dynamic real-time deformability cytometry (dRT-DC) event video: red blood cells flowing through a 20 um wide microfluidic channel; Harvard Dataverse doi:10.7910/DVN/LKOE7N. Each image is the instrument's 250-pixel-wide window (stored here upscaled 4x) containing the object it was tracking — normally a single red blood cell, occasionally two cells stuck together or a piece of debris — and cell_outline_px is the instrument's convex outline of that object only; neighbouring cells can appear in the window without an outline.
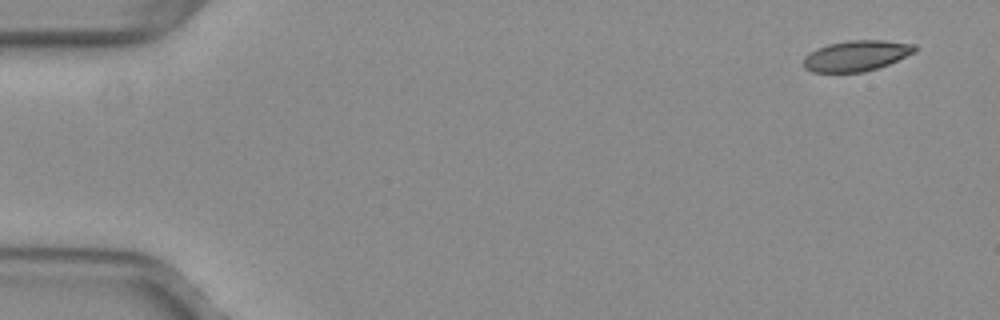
{"species": "common noctule bat (a hibernating species)", "species_latin": "Nyctalus noctula", "temperature_condition": "warm", "stored_images_in_passage": 14, "camera_frame_rate_fps": 3000, "um_per_image_px": 0.085, "animal": {"sex": "female", "body_mass_g": 29.2, "forearm_length_mm": 56.3}, "frame": {"image": 1, "passage_image": 1, "time_ms": 0.0, "image_size_px": [1000, 320], "cell_outline_px": [[916, 52], [888, 64], [864, 72], [812, 72], [804, 68], [804, 56], [816, 48], [828, 44], [848, 40], [884, 40], [916, 44]], "centroid_in_image_um": [72.79, 4.73], "position_along_channel_um": 12.2, "area_um2": 19.94}}
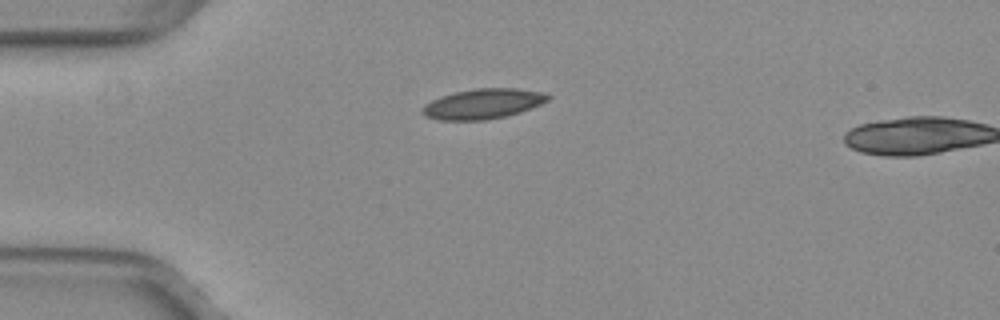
{"frame": {"image": 2, "passage_image": 12, "time_ms": 3.667, "image_size_px": [1000, 320], "cell_outline_px": [[552, 96], [548, 100], [540, 104], [520, 112], [504, 116], [484, 120], [440, 120], [424, 116], [420, 112], [420, 108], [424, 104], [440, 96], [456, 92], [476, 88], [516, 88], [544, 92]], "centroid_in_image_um": [41.02, 8.82], "position_along_channel_um": 44.0, "area_um2": 22.08}}